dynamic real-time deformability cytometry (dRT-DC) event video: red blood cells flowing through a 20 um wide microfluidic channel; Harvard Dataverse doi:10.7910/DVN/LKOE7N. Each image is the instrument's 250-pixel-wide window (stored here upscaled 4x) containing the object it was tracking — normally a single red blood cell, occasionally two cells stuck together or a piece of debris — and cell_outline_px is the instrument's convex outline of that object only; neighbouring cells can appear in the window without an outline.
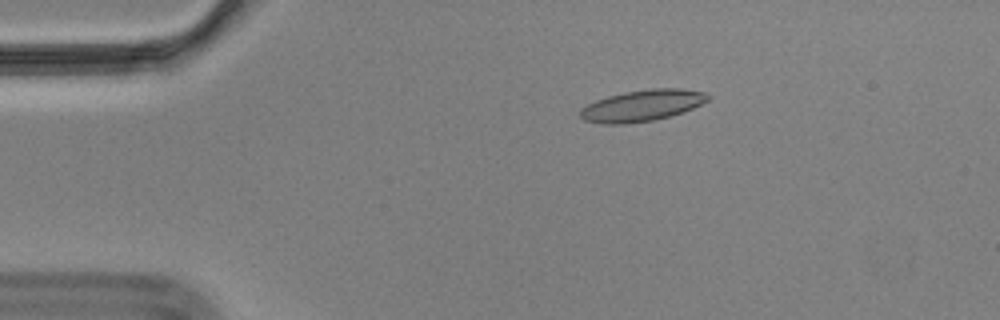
{"species": "Egyptian fruit bat (a non-hibernating species)", "species_latin": "Rousettus aegyptiacus", "temperature_condition": "cold", "stored_images_in_passage": 58, "camera_frame_rate_fps": 3000, "um_per_image_px": 0.085, "animal": {"sex": "male"}, "frame": {"image": 1, "passage_image": 11, "time_ms": 3.333, "image_size_px": [1000, 320], "cell_outline_px": [[708, 100], [684, 112], [652, 120], [624, 124], [604, 124], [584, 120], [580, 116], [580, 108], [596, 100], [608, 96], [624, 92], [652, 88], [680, 88], [704, 92], [708, 96]], "centroid_in_image_um": [54.55, 8.97], "position_along_channel_um": 30.5, "area_um2": 23.12}}
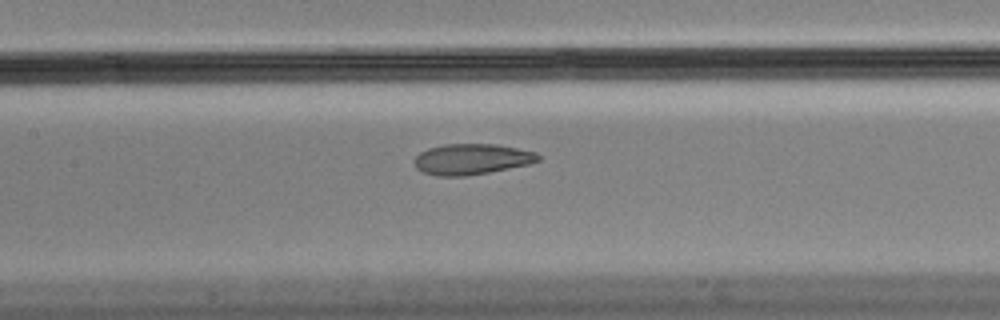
{"frame": {"image": 2, "passage_image": 27, "time_ms": 8.667, "image_size_px": [1000, 320], "cell_outline_px": [[540, 160], [528, 164], [488, 172], [464, 176], [436, 176], [424, 172], [416, 168], [412, 160], [420, 152], [428, 148], [444, 144], [496, 144], [536, 152], [540, 156]], "centroid_in_image_um": [40.05, 13.52], "position_along_channel_um": 167.3, "area_um2": 22.14}}
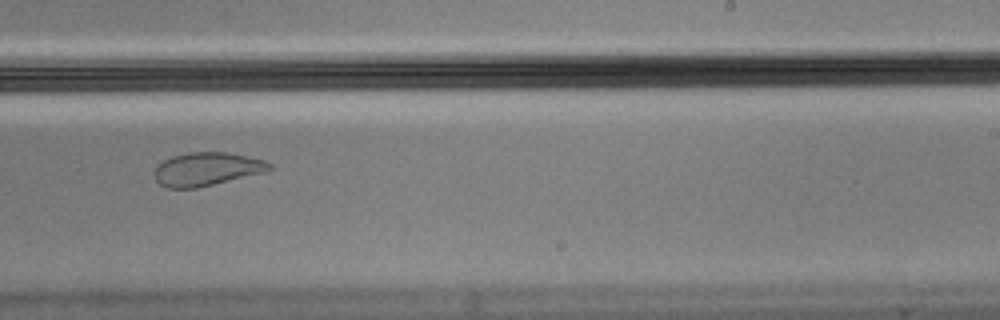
{"frame": {"image": 3, "passage_image": 36, "time_ms": 11.667, "image_size_px": [1000, 320], "cell_outline_px": [[272, 168], [268, 172], [196, 188], [168, 188], [160, 184], [156, 180], [156, 164], [172, 156], [188, 152], [224, 152], [248, 156], [264, 160], [272, 164]], "centroid_in_image_um": [17.61, 14.37], "position_along_channel_um": 271.4, "area_um2": 22.43}, "authors_computed_cell_mechanics": {"area_um2": 23.1489, "velocity_mm_per_s": 3.4884, "shape_relaxation_time_tau1_ms": null, "shape_relaxation_time_tau2_ms": 1.6167, "deformation_change_tau1": null, "deformation_change_tau2": 0.0622}}